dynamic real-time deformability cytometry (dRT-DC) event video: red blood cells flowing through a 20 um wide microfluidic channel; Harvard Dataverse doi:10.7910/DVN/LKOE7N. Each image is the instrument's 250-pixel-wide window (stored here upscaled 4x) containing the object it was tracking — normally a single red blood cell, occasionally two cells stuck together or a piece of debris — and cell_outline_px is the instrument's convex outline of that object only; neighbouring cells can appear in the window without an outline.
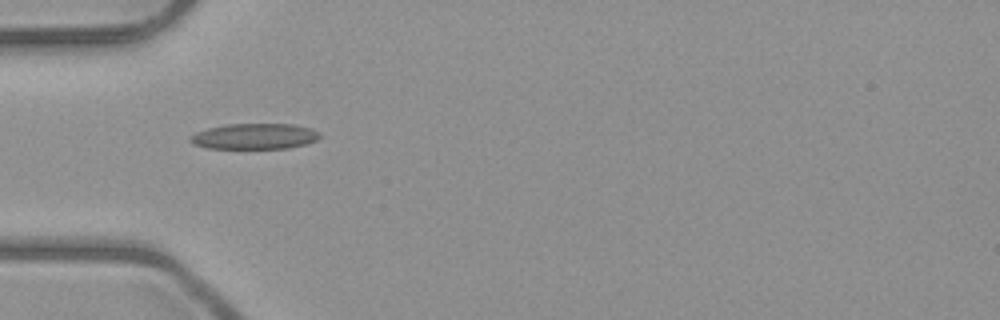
{"species": "common noctule bat (a hibernating species)", "species_latin": "Nyctalus noctula", "temperature_condition": "room temperature", "stored_images_in_passage": 4, "camera_frame_rate_fps": 3000, "um_per_image_px": 0.085, "animal": {"sex": "male", "body_mass_g": 23.1, "forearm_length_mm": 52.7}, "frame": {"image": 1, "passage_image": 1, "time_ms": 0.0, "image_size_px": [1000, 320], "cell_outline_px": [[320, 136], [316, 140], [304, 144], [288, 148], [208, 148], [192, 144], [188, 140], [196, 132], [208, 128], [228, 124], [292, 124], [312, 128], [320, 132]], "centroid_in_image_um": [21.64, 11.58], "position_along_channel_um": 63.4, "area_um2": 19.31}}
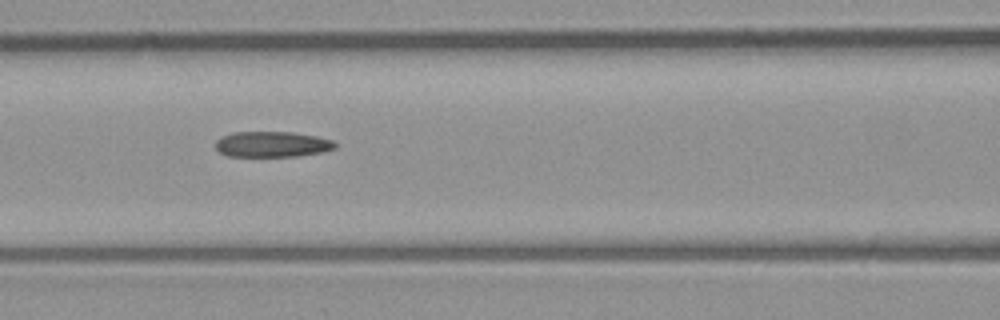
{"frame": {"image": 2, "passage_image": 3, "time_ms": 2.0, "image_size_px": [1000, 320], "cell_outline_px": [[336, 148], [320, 152], [296, 156], [228, 156], [220, 152], [216, 148], [216, 140], [224, 136], [236, 132], [292, 132], [316, 136], [332, 140], [336, 144]], "centroid_in_image_um": [23.14, 12.26], "position_along_channel_um": 143.5, "area_um2": 17.63}}
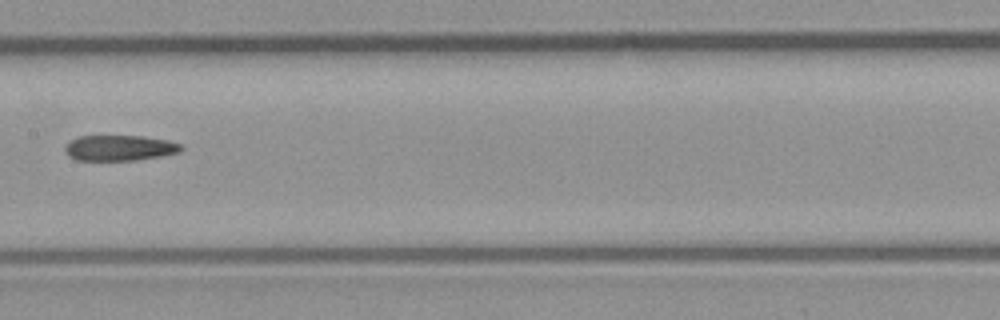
{"frame": {"image": 3, "passage_image": 4, "time_ms": 3.333, "image_size_px": [1000, 320], "cell_outline_px": [[184, 148], [180, 152], [160, 156], [136, 160], [76, 160], [68, 156], [64, 152], [64, 148], [72, 140], [80, 136], [144, 136], [168, 140], [180, 144]], "centroid_in_image_um": [10.17, 12.57], "position_along_channel_um": 197.2, "area_um2": 17.28}}